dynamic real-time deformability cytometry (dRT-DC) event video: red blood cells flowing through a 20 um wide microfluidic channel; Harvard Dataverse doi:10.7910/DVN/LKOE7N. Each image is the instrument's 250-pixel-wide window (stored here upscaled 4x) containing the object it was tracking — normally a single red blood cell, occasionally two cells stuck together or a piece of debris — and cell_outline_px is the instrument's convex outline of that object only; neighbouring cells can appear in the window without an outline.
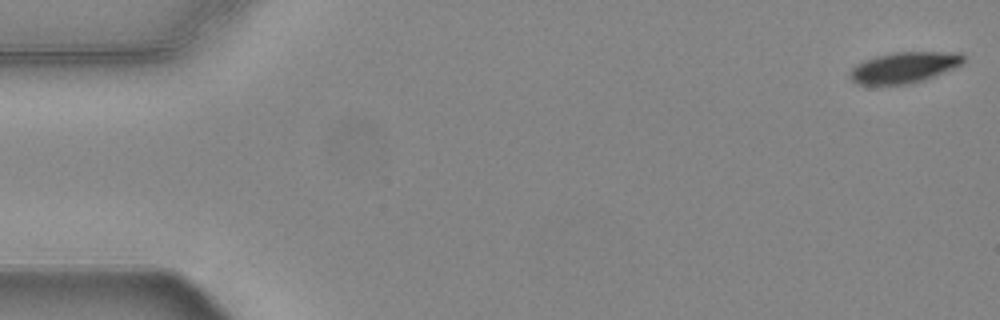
{"species": "common noctule bat (a hibernating species)", "species_latin": "Nyctalus noctula", "temperature_condition": "warm", "stored_images_in_passage": 55, "camera_frame_rate_fps": 3000, "um_per_image_px": 0.085, "animal": {"sex": "female", "body_mass_g": 24.6, "forearm_length_mm": 56.2}, "frame": {"image": 1, "passage_image": 1, "time_ms": 0.0, "image_size_px": [1000, 320], "cell_outline_px": [[964, 60], [960, 64], [952, 68], [924, 80], [908, 84], [856, 84], [848, 76], [848, 72], [856, 64], [864, 60], [876, 56], [892, 52], [960, 52], [964, 56]], "centroid_in_image_um": [76.8, 5.72], "position_along_channel_um": 8.2, "area_um2": 20.35}}
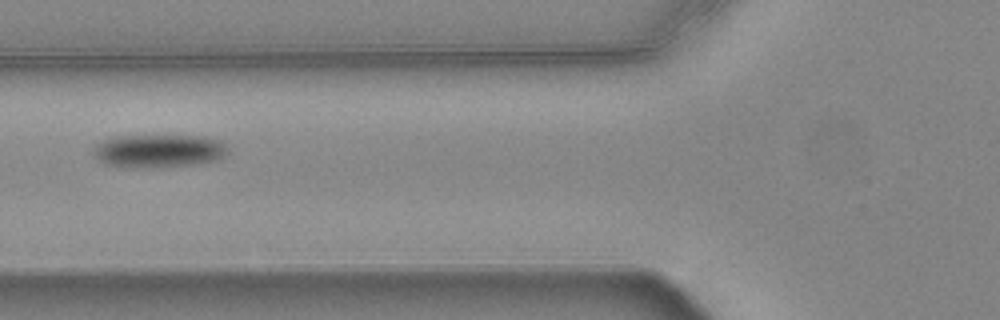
{"frame": {"image": 2, "passage_image": 21, "time_ms": 6.667, "image_size_px": [1000, 320], "cell_outline_px": [[228, 152], [224, 156], [216, 160], [196, 164], [144, 168], [132, 168], [104, 164], [92, 156], [92, 148], [96, 144], [104, 140], [116, 136], [204, 136], [220, 140], [228, 148]], "centroid_in_image_um": [13.45, 12.83], "position_along_channel_um": 112.4, "area_um2": 26.24}}
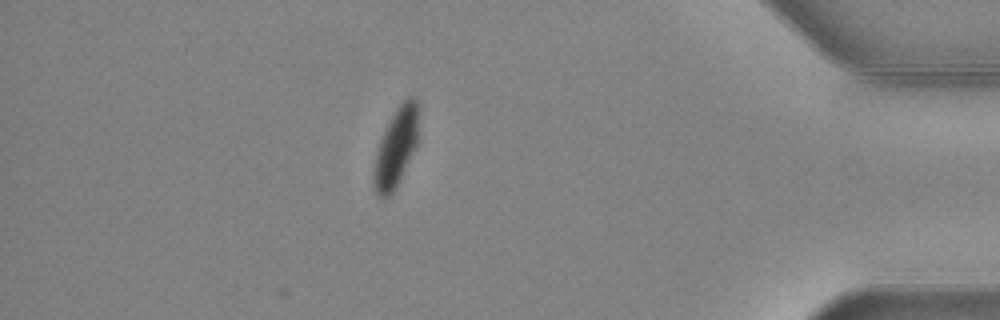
{"frame": {"image": 3, "passage_image": 48, "time_ms": 15.667, "image_size_px": [1000, 320], "cell_outline_px": [[416, 148], [396, 188], [384, 200], [376, 192], [372, 184], [372, 172], [376, 152], [384, 128], [396, 108], [408, 96], [412, 96], [416, 100]], "centroid_in_image_um": [33.6, 12.61], "position_along_channel_um": 401.6, "area_um2": 20.4}, "authors_computed_cell_mechanics": {"area_um2": 23.9292, "velocity_mm_per_s": 3.7088, "shape_relaxation_time_tau1_ms": 2.8951, "shape_relaxation_time_tau2_ms": null, "deformation_change_tau1": 0.1275, "deformation_change_tau2": null}}